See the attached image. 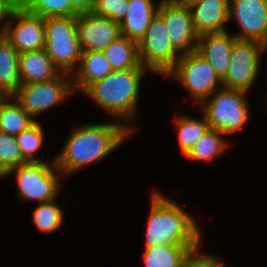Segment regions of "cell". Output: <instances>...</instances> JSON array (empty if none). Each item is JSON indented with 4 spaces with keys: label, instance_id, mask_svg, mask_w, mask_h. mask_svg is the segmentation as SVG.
Returning <instances> with one entry per match:
<instances>
[{
    "label": "cell",
    "instance_id": "cell-30",
    "mask_svg": "<svg viewBox=\"0 0 267 267\" xmlns=\"http://www.w3.org/2000/svg\"><path fill=\"white\" fill-rule=\"evenodd\" d=\"M128 8V0H95L92 13L120 24L127 14Z\"/></svg>",
    "mask_w": 267,
    "mask_h": 267
},
{
    "label": "cell",
    "instance_id": "cell-6",
    "mask_svg": "<svg viewBox=\"0 0 267 267\" xmlns=\"http://www.w3.org/2000/svg\"><path fill=\"white\" fill-rule=\"evenodd\" d=\"M13 172L16 174L15 179L21 200L42 203L56 199L61 184L59 177L62 174L56 167L55 161L52 164L42 161L27 162L9 170L3 177Z\"/></svg>",
    "mask_w": 267,
    "mask_h": 267
},
{
    "label": "cell",
    "instance_id": "cell-36",
    "mask_svg": "<svg viewBox=\"0 0 267 267\" xmlns=\"http://www.w3.org/2000/svg\"><path fill=\"white\" fill-rule=\"evenodd\" d=\"M187 267H193V261Z\"/></svg>",
    "mask_w": 267,
    "mask_h": 267
},
{
    "label": "cell",
    "instance_id": "cell-8",
    "mask_svg": "<svg viewBox=\"0 0 267 267\" xmlns=\"http://www.w3.org/2000/svg\"><path fill=\"white\" fill-rule=\"evenodd\" d=\"M174 77L192 95L194 103L207 100L222 80L210 64L197 52L183 54L166 77Z\"/></svg>",
    "mask_w": 267,
    "mask_h": 267
},
{
    "label": "cell",
    "instance_id": "cell-5",
    "mask_svg": "<svg viewBox=\"0 0 267 267\" xmlns=\"http://www.w3.org/2000/svg\"><path fill=\"white\" fill-rule=\"evenodd\" d=\"M221 88L201 105L209 128L219 130L225 136L241 130L249 113L245 98L247 92Z\"/></svg>",
    "mask_w": 267,
    "mask_h": 267
},
{
    "label": "cell",
    "instance_id": "cell-22",
    "mask_svg": "<svg viewBox=\"0 0 267 267\" xmlns=\"http://www.w3.org/2000/svg\"><path fill=\"white\" fill-rule=\"evenodd\" d=\"M103 53L113 71L145 68L139 60L138 43L125 36L118 37L103 50Z\"/></svg>",
    "mask_w": 267,
    "mask_h": 267
},
{
    "label": "cell",
    "instance_id": "cell-37",
    "mask_svg": "<svg viewBox=\"0 0 267 267\" xmlns=\"http://www.w3.org/2000/svg\"><path fill=\"white\" fill-rule=\"evenodd\" d=\"M166 1H172V0H161V2H166Z\"/></svg>",
    "mask_w": 267,
    "mask_h": 267
},
{
    "label": "cell",
    "instance_id": "cell-34",
    "mask_svg": "<svg viewBox=\"0 0 267 267\" xmlns=\"http://www.w3.org/2000/svg\"><path fill=\"white\" fill-rule=\"evenodd\" d=\"M182 4H185L187 6H190L192 4H195L197 2H200L202 0H179Z\"/></svg>",
    "mask_w": 267,
    "mask_h": 267
},
{
    "label": "cell",
    "instance_id": "cell-4",
    "mask_svg": "<svg viewBox=\"0 0 267 267\" xmlns=\"http://www.w3.org/2000/svg\"><path fill=\"white\" fill-rule=\"evenodd\" d=\"M44 51L61 73H74L83 52L77 34V16L45 18Z\"/></svg>",
    "mask_w": 267,
    "mask_h": 267
},
{
    "label": "cell",
    "instance_id": "cell-35",
    "mask_svg": "<svg viewBox=\"0 0 267 267\" xmlns=\"http://www.w3.org/2000/svg\"><path fill=\"white\" fill-rule=\"evenodd\" d=\"M14 3H20L21 0H12Z\"/></svg>",
    "mask_w": 267,
    "mask_h": 267
},
{
    "label": "cell",
    "instance_id": "cell-10",
    "mask_svg": "<svg viewBox=\"0 0 267 267\" xmlns=\"http://www.w3.org/2000/svg\"><path fill=\"white\" fill-rule=\"evenodd\" d=\"M67 75L61 73L48 81L20 85L10 99L14 98L32 118L74 93L72 79Z\"/></svg>",
    "mask_w": 267,
    "mask_h": 267
},
{
    "label": "cell",
    "instance_id": "cell-29",
    "mask_svg": "<svg viewBox=\"0 0 267 267\" xmlns=\"http://www.w3.org/2000/svg\"><path fill=\"white\" fill-rule=\"evenodd\" d=\"M43 129L37 121L27 130L21 131L15 136L16 142L20 148L22 156L28 162H41L35 157V153L41 148L44 140Z\"/></svg>",
    "mask_w": 267,
    "mask_h": 267
},
{
    "label": "cell",
    "instance_id": "cell-14",
    "mask_svg": "<svg viewBox=\"0 0 267 267\" xmlns=\"http://www.w3.org/2000/svg\"><path fill=\"white\" fill-rule=\"evenodd\" d=\"M77 34L83 52L103 51L121 36L118 23L92 12L77 16Z\"/></svg>",
    "mask_w": 267,
    "mask_h": 267
},
{
    "label": "cell",
    "instance_id": "cell-33",
    "mask_svg": "<svg viewBox=\"0 0 267 267\" xmlns=\"http://www.w3.org/2000/svg\"><path fill=\"white\" fill-rule=\"evenodd\" d=\"M14 4L12 0H0V22H5L10 7ZM4 20V21H2Z\"/></svg>",
    "mask_w": 267,
    "mask_h": 267
},
{
    "label": "cell",
    "instance_id": "cell-25",
    "mask_svg": "<svg viewBox=\"0 0 267 267\" xmlns=\"http://www.w3.org/2000/svg\"><path fill=\"white\" fill-rule=\"evenodd\" d=\"M203 118V120L193 119L191 117L174 118V123L178 130L179 145L184 156L209 129L204 115Z\"/></svg>",
    "mask_w": 267,
    "mask_h": 267
},
{
    "label": "cell",
    "instance_id": "cell-11",
    "mask_svg": "<svg viewBox=\"0 0 267 267\" xmlns=\"http://www.w3.org/2000/svg\"><path fill=\"white\" fill-rule=\"evenodd\" d=\"M266 49L258 41L236 40L222 87L248 92L258 75L260 55Z\"/></svg>",
    "mask_w": 267,
    "mask_h": 267
},
{
    "label": "cell",
    "instance_id": "cell-18",
    "mask_svg": "<svg viewBox=\"0 0 267 267\" xmlns=\"http://www.w3.org/2000/svg\"><path fill=\"white\" fill-rule=\"evenodd\" d=\"M61 74L44 49L19 54L21 85L54 79Z\"/></svg>",
    "mask_w": 267,
    "mask_h": 267
},
{
    "label": "cell",
    "instance_id": "cell-31",
    "mask_svg": "<svg viewBox=\"0 0 267 267\" xmlns=\"http://www.w3.org/2000/svg\"><path fill=\"white\" fill-rule=\"evenodd\" d=\"M225 264L214 256L198 255L193 260V267H224ZM226 267V266H225Z\"/></svg>",
    "mask_w": 267,
    "mask_h": 267
},
{
    "label": "cell",
    "instance_id": "cell-2",
    "mask_svg": "<svg viewBox=\"0 0 267 267\" xmlns=\"http://www.w3.org/2000/svg\"><path fill=\"white\" fill-rule=\"evenodd\" d=\"M150 205L145 247L200 245L201 234L195 220L178 203L154 192Z\"/></svg>",
    "mask_w": 267,
    "mask_h": 267
},
{
    "label": "cell",
    "instance_id": "cell-1",
    "mask_svg": "<svg viewBox=\"0 0 267 267\" xmlns=\"http://www.w3.org/2000/svg\"><path fill=\"white\" fill-rule=\"evenodd\" d=\"M126 124L117 121L76 127L62 152L54 159L56 167L64 176L71 175L82 167L108 156L134 131Z\"/></svg>",
    "mask_w": 267,
    "mask_h": 267
},
{
    "label": "cell",
    "instance_id": "cell-23",
    "mask_svg": "<svg viewBox=\"0 0 267 267\" xmlns=\"http://www.w3.org/2000/svg\"><path fill=\"white\" fill-rule=\"evenodd\" d=\"M9 98L10 96H5L0 102V132L17 136L36 121L22 109L16 100L12 102Z\"/></svg>",
    "mask_w": 267,
    "mask_h": 267
},
{
    "label": "cell",
    "instance_id": "cell-19",
    "mask_svg": "<svg viewBox=\"0 0 267 267\" xmlns=\"http://www.w3.org/2000/svg\"><path fill=\"white\" fill-rule=\"evenodd\" d=\"M112 72L111 64L103 51L82 52L78 67L72 78L74 92L75 90L83 92L90 84L104 79Z\"/></svg>",
    "mask_w": 267,
    "mask_h": 267
},
{
    "label": "cell",
    "instance_id": "cell-9",
    "mask_svg": "<svg viewBox=\"0 0 267 267\" xmlns=\"http://www.w3.org/2000/svg\"><path fill=\"white\" fill-rule=\"evenodd\" d=\"M6 18L16 20V25L8 20L3 23L1 33L19 54L44 49L45 18L29 12L20 3H14Z\"/></svg>",
    "mask_w": 267,
    "mask_h": 267
},
{
    "label": "cell",
    "instance_id": "cell-38",
    "mask_svg": "<svg viewBox=\"0 0 267 267\" xmlns=\"http://www.w3.org/2000/svg\"><path fill=\"white\" fill-rule=\"evenodd\" d=\"M5 96H0V102H1V100L4 98Z\"/></svg>",
    "mask_w": 267,
    "mask_h": 267
},
{
    "label": "cell",
    "instance_id": "cell-32",
    "mask_svg": "<svg viewBox=\"0 0 267 267\" xmlns=\"http://www.w3.org/2000/svg\"><path fill=\"white\" fill-rule=\"evenodd\" d=\"M71 5L81 14L92 12L95 0H70Z\"/></svg>",
    "mask_w": 267,
    "mask_h": 267
},
{
    "label": "cell",
    "instance_id": "cell-13",
    "mask_svg": "<svg viewBox=\"0 0 267 267\" xmlns=\"http://www.w3.org/2000/svg\"><path fill=\"white\" fill-rule=\"evenodd\" d=\"M229 20L237 19V40L258 41L267 46V0H228Z\"/></svg>",
    "mask_w": 267,
    "mask_h": 267
},
{
    "label": "cell",
    "instance_id": "cell-7",
    "mask_svg": "<svg viewBox=\"0 0 267 267\" xmlns=\"http://www.w3.org/2000/svg\"><path fill=\"white\" fill-rule=\"evenodd\" d=\"M138 49L141 65L163 76L174 68L181 57L171 43L163 18L157 12L138 43Z\"/></svg>",
    "mask_w": 267,
    "mask_h": 267
},
{
    "label": "cell",
    "instance_id": "cell-12",
    "mask_svg": "<svg viewBox=\"0 0 267 267\" xmlns=\"http://www.w3.org/2000/svg\"><path fill=\"white\" fill-rule=\"evenodd\" d=\"M157 13L163 18L172 45L181 55L197 51L199 36L189 6L179 0L160 2Z\"/></svg>",
    "mask_w": 267,
    "mask_h": 267
},
{
    "label": "cell",
    "instance_id": "cell-27",
    "mask_svg": "<svg viewBox=\"0 0 267 267\" xmlns=\"http://www.w3.org/2000/svg\"><path fill=\"white\" fill-rule=\"evenodd\" d=\"M63 216L59 205H56L55 200H51L39 203L32 218L38 230L51 233L60 227Z\"/></svg>",
    "mask_w": 267,
    "mask_h": 267
},
{
    "label": "cell",
    "instance_id": "cell-26",
    "mask_svg": "<svg viewBox=\"0 0 267 267\" xmlns=\"http://www.w3.org/2000/svg\"><path fill=\"white\" fill-rule=\"evenodd\" d=\"M29 12L43 18L78 16L80 13L71 5L70 0H21Z\"/></svg>",
    "mask_w": 267,
    "mask_h": 267
},
{
    "label": "cell",
    "instance_id": "cell-24",
    "mask_svg": "<svg viewBox=\"0 0 267 267\" xmlns=\"http://www.w3.org/2000/svg\"><path fill=\"white\" fill-rule=\"evenodd\" d=\"M222 136L219 130L209 128L185 156L202 162L214 160L228 146Z\"/></svg>",
    "mask_w": 267,
    "mask_h": 267
},
{
    "label": "cell",
    "instance_id": "cell-3",
    "mask_svg": "<svg viewBox=\"0 0 267 267\" xmlns=\"http://www.w3.org/2000/svg\"><path fill=\"white\" fill-rule=\"evenodd\" d=\"M146 68L113 71L104 79L90 84L82 93L105 112L125 121H133L137 109L140 83Z\"/></svg>",
    "mask_w": 267,
    "mask_h": 267
},
{
    "label": "cell",
    "instance_id": "cell-28",
    "mask_svg": "<svg viewBox=\"0 0 267 267\" xmlns=\"http://www.w3.org/2000/svg\"><path fill=\"white\" fill-rule=\"evenodd\" d=\"M28 161L22 156L15 136L0 132V178Z\"/></svg>",
    "mask_w": 267,
    "mask_h": 267
},
{
    "label": "cell",
    "instance_id": "cell-17",
    "mask_svg": "<svg viewBox=\"0 0 267 267\" xmlns=\"http://www.w3.org/2000/svg\"><path fill=\"white\" fill-rule=\"evenodd\" d=\"M199 245H154L145 247V267H187L198 256Z\"/></svg>",
    "mask_w": 267,
    "mask_h": 267
},
{
    "label": "cell",
    "instance_id": "cell-16",
    "mask_svg": "<svg viewBox=\"0 0 267 267\" xmlns=\"http://www.w3.org/2000/svg\"><path fill=\"white\" fill-rule=\"evenodd\" d=\"M236 37L227 32L201 35L197 52L210 64L221 80L226 76Z\"/></svg>",
    "mask_w": 267,
    "mask_h": 267
},
{
    "label": "cell",
    "instance_id": "cell-15",
    "mask_svg": "<svg viewBox=\"0 0 267 267\" xmlns=\"http://www.w3.org/2000/svg\"><path fill=\"white\" fill-rule=\"evenodd\" d=\"M192 23L198 36L227 32L228 0H202L189 6Z\"/></svg>",
    "mask_w": 267,
    "mask_h": 267
},
{
    "label": "cell",
    "instance_id": "cell-21",
    "mask_svg": "<svg viewBox=\"0 0 267 267\" xmlns=\"http://www.w3.org/2000/svg\"><path fill=\"white\" fill-rule=\"evenodd\" d=\"M20 85L19 53L0 32V92L12 96Z\"/></svg>",
    "mask_w": 267,
    "mask_h": 267
},
{
    "label": "cell",
    "instance_id": "cell-20",
    "mask_svg": "<svg viewBox=\"0 0 267 267\" xmlns=\"http://www.w3.org/2000/svg\"><path fill=\"white\" fill-rule=\"evenodd\" d=\"M128 11L120 25L122 36L137 43L145 35L151 18L156 14L158 5L152 0H128Z\"/></svg>",
    "mask_w": 267,
    "mask_h": 267
}]
</instances>
